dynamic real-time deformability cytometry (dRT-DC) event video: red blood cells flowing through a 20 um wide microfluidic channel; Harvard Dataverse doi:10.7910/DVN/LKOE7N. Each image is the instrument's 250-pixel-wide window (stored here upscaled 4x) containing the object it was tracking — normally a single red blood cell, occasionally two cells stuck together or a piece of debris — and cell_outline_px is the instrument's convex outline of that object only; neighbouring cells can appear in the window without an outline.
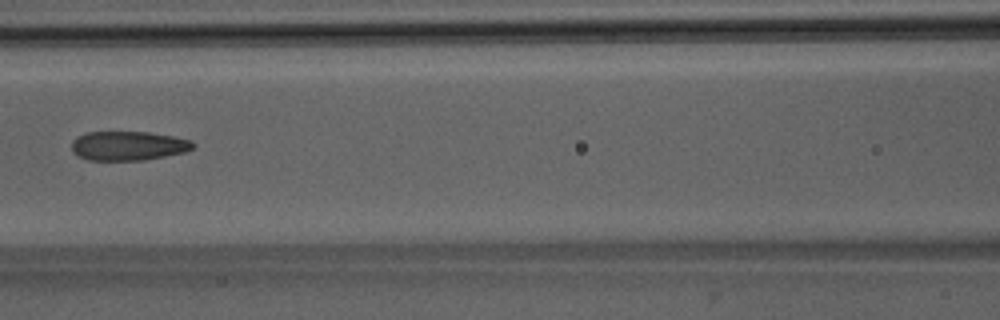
{"species": "Egyptian fruit bat (a non-hibernating species)", "species_latin": "Rousettus aegyptiacus", "temperature_condition": "room temperature", "stored_images_in_passage": 6, "camera_frame_rate_fps": 3000, "um_per_image_px": 0.085, "animal": {"sex": "male"}, "frame": {"image": 1, "passage_image": 6, "time_ms": 6.667, "image_size_px": [1000, 320], "cell_outline_px": [[196, 144], [192, 148], [184, 152], [144, 160], [88, 160], [72, 152], [72, 140], [76, 136], [84, 132], [148, 132], [172, 136], [192, 140]], "centroid_in_image_um": [10.87, 12.38], "position_along_channel_um": 155.7, "area_um2": 20.69}}